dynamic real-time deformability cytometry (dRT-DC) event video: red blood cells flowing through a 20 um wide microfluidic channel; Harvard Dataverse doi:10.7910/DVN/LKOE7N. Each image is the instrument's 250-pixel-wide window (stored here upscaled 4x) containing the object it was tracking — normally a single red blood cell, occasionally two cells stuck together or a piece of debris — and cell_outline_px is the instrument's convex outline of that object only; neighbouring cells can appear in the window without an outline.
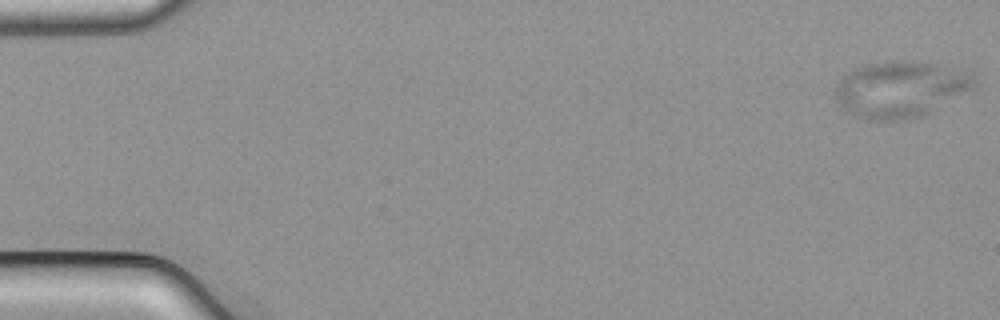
{"species": "common noctule bat (a hibernating species)", "species_latin": "Nyctalus noctula", "temperature_condition": "cold", "stored_images_in_passage": 18, "camera_frame_rate_fps": 3000, "um_per_image_px": 0.085, "animal": {"sex": "male", "body_mass_g": 21.5, "forearm_length_mm": 52.0}, "frame": {"image": 1, "passage_image": 1, "time_ms": 0.0, "image_size_px": [1000, 320], "cell_outline_px": [[976, 88], [920, 116], [904, 120], [868, 120], [856, 116], [848, 112], [836, 100], [836, 84], [844, 76], [856, 68], [868, 64], [928, 64], [976, 76]], "centroid_in_image_um": [76.5, 7.66], "position_along_channel_um": 8.5, "area_um2": 43.52}}